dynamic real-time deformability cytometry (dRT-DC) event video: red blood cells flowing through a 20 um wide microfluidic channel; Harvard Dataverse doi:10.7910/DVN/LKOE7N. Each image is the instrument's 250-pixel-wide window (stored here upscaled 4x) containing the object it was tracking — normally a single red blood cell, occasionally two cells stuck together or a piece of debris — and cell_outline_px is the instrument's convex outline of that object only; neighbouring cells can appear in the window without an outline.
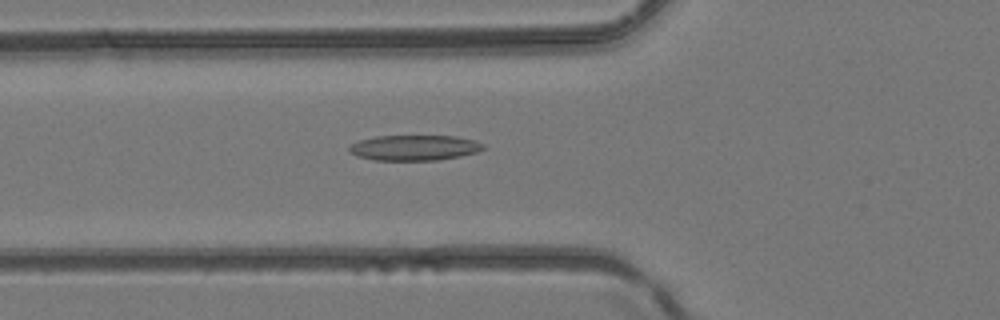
{"species": "common noctule bat (a hibernating species)", "species_latin": "Nyctalus noctula", "temperature_condition": "room temperature", "stored_images_in_passage": 43, "camera_frame_rate_fps": 3000, "um_per_image_px": 0.085, "animal": {"sex": "female", "body_mass_g": 24.6, "forearm_length_mm": 56.2}, "frame": {"image": 1, "passage_image": 16, "time_ms": 5.0, "image_size_px": [1000, 320], "cell_outline_px": [[484, 148], [476, 152], [460, 156], [436, 160], [372, 160], [356, 156], [348, 152], [348, 144], [360, 140], [376, 136], [456, 136], [476, 140], [484, 144]], "centroid_in_image_um": [35.17, 12.55], "position_along_channel_um": 90.6, "area_um2": 20.0}}
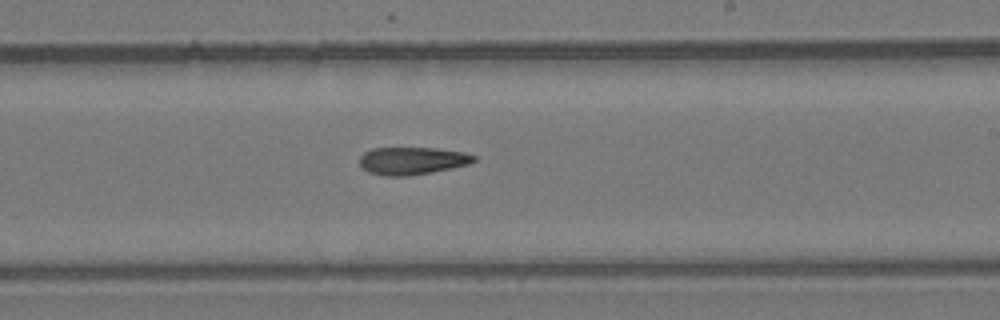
{"frame": {"image": 2, "passage_image": 26, "time_ms": 8.333, "image_size_px": [1000, 320], "cell_outline_px": [[476, 160], [468, 164], [432, 172], [408, 176], [384, 176], [368, 172], [360, 164], [360, 156], [364, 152], [372, 148], [436, 148], [464, 152], [476, 156]], "centroid_in_image_um": [35.02, 13.66], "position_along_channel_um": 254.0, "area_um2": 18.32}}
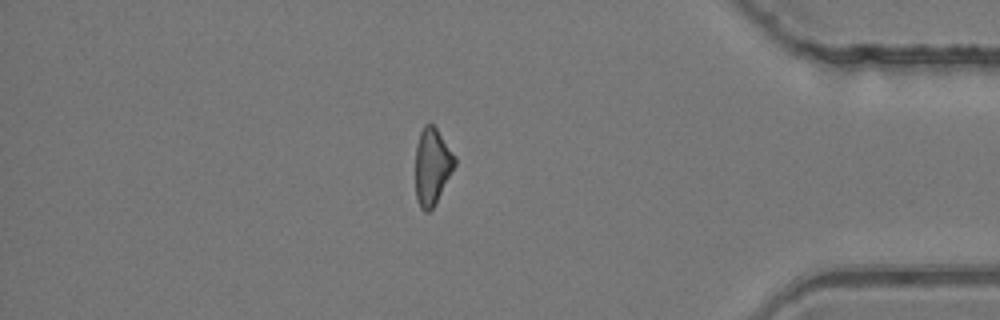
{"frame": {"image": 3, "passage_image": 37, "time_ms": 12.0, "image_size_px": [1000, 320], "cell_outline_px": [[456, 164], [432, 208], [428, 212], [424, 212], [420, 208], [416, 200], [416, 144], [420, 132], [424, 124], [432, 124], [436, 128], [456, 156]], "centroid_in_image_um": [36.72, 14.13], "position_along_channel_um": 398.5, "area_um2": 17.4}}